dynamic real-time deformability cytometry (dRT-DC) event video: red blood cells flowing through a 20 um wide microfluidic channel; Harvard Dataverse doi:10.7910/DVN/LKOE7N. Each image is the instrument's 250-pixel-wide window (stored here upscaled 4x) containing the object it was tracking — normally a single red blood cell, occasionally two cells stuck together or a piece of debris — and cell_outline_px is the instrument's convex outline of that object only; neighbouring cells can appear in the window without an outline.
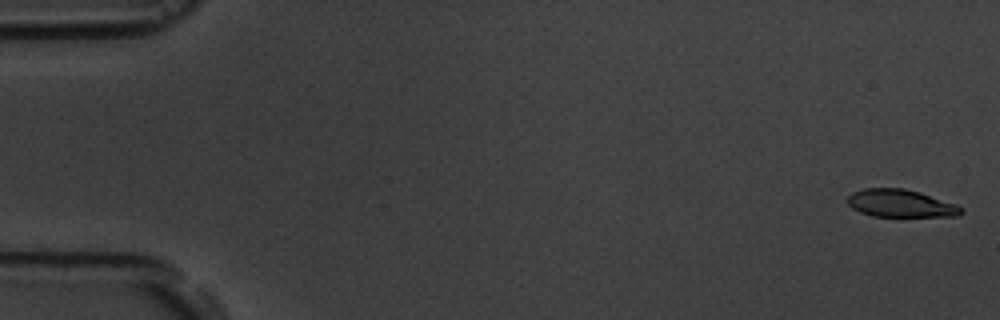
{"species": "common noctule bat (a hibernating species)", "species_latin": "Nyctalus noctula", "temperature_condition": "room temperature", "stored_images_in_passage": 5, "camera_frame_rate_fps": 3000, "um_per_image_px": 0.085, "animal": {"sex": "male", "body_mass_g": 19.5, "forearm_length_mm": 54.6}, "frame": {"image": 1, "passage_image": 5, "time_ms": 5.333, "image_size_px": [1000, 320], "cell_outline_px": [[964, 212], [960, 216], [872, 216], [860, 212], [852, 208], [848, 204], [848, 196], [852, 192], [864, 188], [904, 188], [920, 192], [956, 204], [964, 208]], "centroid_in_image_um": [76.57, 17.28], "position_along_channel_um": 8.4, "area_um2": 18.38}}